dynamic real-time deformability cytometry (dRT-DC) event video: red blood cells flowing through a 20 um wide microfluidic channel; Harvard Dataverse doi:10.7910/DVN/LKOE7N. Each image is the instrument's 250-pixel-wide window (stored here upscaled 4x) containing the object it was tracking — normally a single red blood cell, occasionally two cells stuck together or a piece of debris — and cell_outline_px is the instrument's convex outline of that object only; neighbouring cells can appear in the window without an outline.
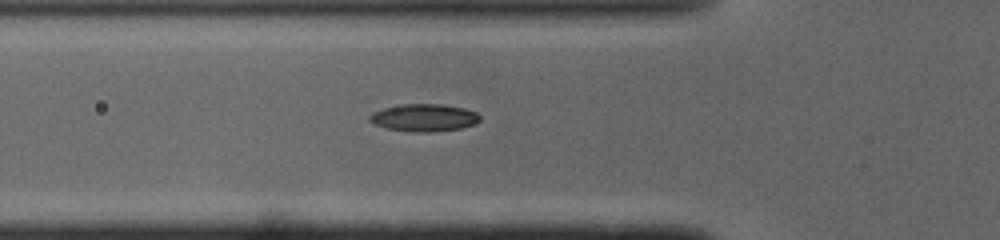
{"species": "common noctule bat (a hibernating species)", "species_latin": "Nyctalus noctula", "temperature_condition": "cold", "stored_images_in_passage": 32, "camera_frame_rate_fps": 3000, "um_per_image_px": 0.085, "animal": {"sex": "male", "body_mass_g": 19.0, "forearm_length_mm": 50.8}, "frame": {"image": 1, "passage_image": 2, "time_ms": 0.333, "image_size_px": [1000, 240], "cell_outline_px": [[480, 120], [476, 124], [460, 128], [432, 132], [412, 132], [388, 128], [376, 124], [368, 120], [368, 116], [372, 112], [384, 108], [404, 104], [440, 104], [464, 108], [476, 112], [480, 116]], "centroid_in_image_um": [36.05, 10.0], "position_along_channel_um": 89.7, "area_um2": 17.57}}
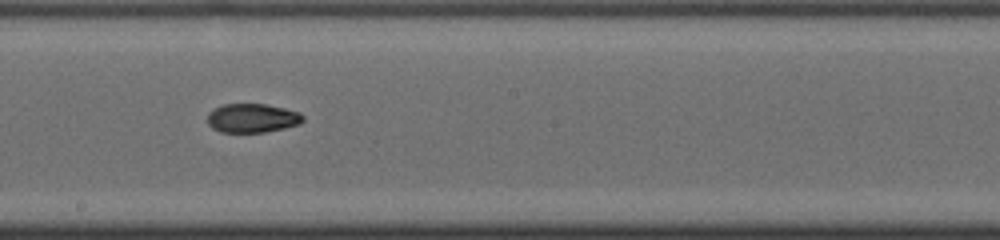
{"frame": {"image": 2, "passage_image": 12, "time_ms": 3.667, "image_size_px": [1000, 240], "cell_outline_px": [[304, 120], [300, 124], [284, 128], [264, 132], [220, 132], [212, 128], [208, 124], [208, 112], [224, 104], [268, 104], [300, 112], [304, 116]], "centroid_in_image_um": [21.46, 10.04], "position_along_channel_um": 226.7, "area_um2": 16.18}}
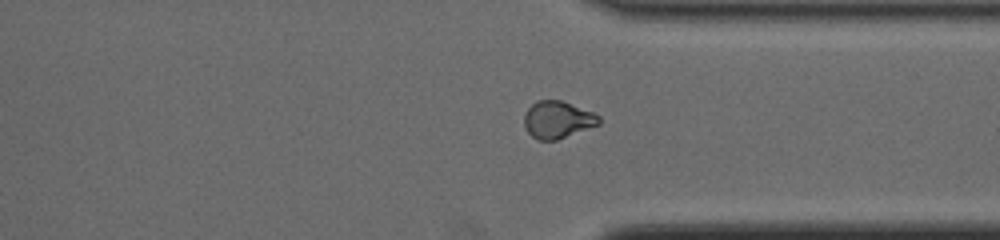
{"frame": {"image": 3, "passage_image": 22, "time_ms": 7.0, "image_size_px": [1000, 240], "cell_outline_px": [[600, 124], [556, 140], [536, 140], [528, 132], [524, 124], [524, 116], [528, 108], [536, 100], [560, 100], [596, 112], [600, 116]], "centroid_in_image_um": [47.41, 10.16], "position_along_channel_um": 364.0, "area_um2": 16.3}}